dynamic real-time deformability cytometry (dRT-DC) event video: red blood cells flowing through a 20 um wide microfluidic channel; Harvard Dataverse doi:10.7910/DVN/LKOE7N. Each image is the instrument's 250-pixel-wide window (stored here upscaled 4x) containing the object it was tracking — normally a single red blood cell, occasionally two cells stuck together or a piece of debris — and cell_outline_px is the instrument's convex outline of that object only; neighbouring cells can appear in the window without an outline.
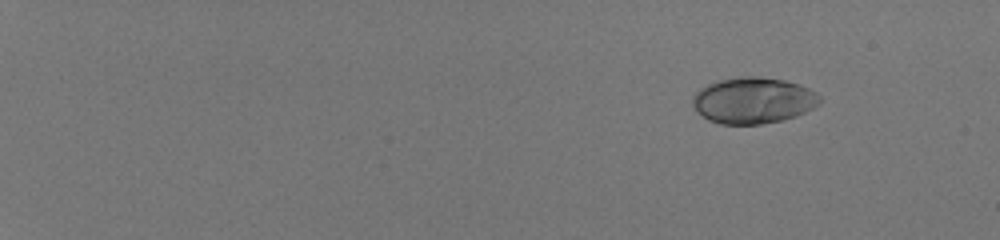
{"species": "human", "species_latin": "Homo sapiens", "temperature_condition": "room temperature", "stored_images_in_passage": 49, "camera_frame_rate_fps": 3000, "um_per_image_px": 0.085, "donor": {"sex": "male"}, "frame": {"image": 1, "passage_image": 1, "time_ms": 0.0, "image_size_px": [1000, 240], "cell_outline_px": [[820, 104], [796, 116], [784, 120], [760, 124], [720, 124], [708, 120], [696, 112], [692, 104], [692, 96], [700, 88], [708, 84], [720, 80], [744, 76], [760, 76], [784, 80], [808, 88], [816, 92], [820, 96]], "centroid_in_image_um": [64.0, 8.54], "position_along_channel_um": 21.0, "area_um2": 34.33}}
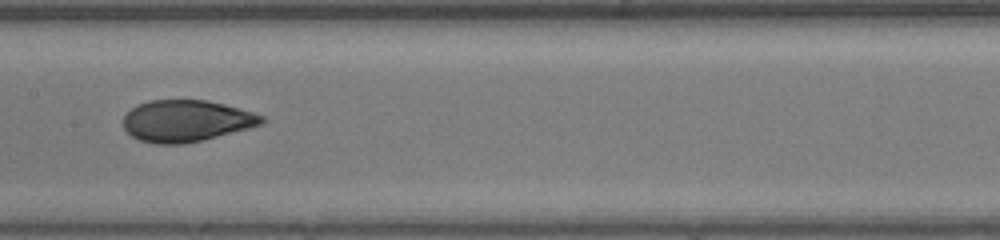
{"frame": {"image": 2, "passage_image": 28, "time_ms": 9.0, "image_size_px": [1000, 240], "cell_outline_px": [[268, 120], [264, 124], [204, 140], [184, 144], [156, 144], [140, 140], [132, 136], [124, 128], [124, 116], [136, 104], [148, 100], [204, 100], [224, 104], [252, 112], [264, 116]], "centroid_in_image_um": [15.86, 10.28], "position_along_channel_um": 191.5, "area_um2": 33.7}}
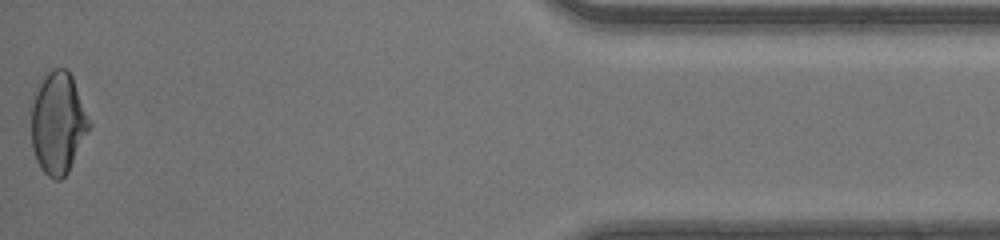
{"frame": {"image": 3, "passage_image": 49, "time_ms": 16.0, "image_size_px": [1000, 240], "cell_outline_px": [[92, 124], [68, 172], [60, 180], [56, 180], [48, 176], [40, 168], [36, 160], [32, 148], [32, 104], [36, 92], [44, 76], [52, 68], [68, 68], [72, 76], [92, 120]], "centroid_in_image_um": [4.96, 10.45], "position_along_channel_um": 430.2, "area_um2": 34.51}, "authors_computed_cell_mechanics": {"area_um2": 33.5818, "velocity_mm_per_s": 4.181, "shape_relaxation_time_tau1_ms": 8.4551, "shape_relaxation_time_tau2_ms": 0.7941, "deformation_change_tau1": 0.2544, "deformation_change_tau2": 0.0501}}